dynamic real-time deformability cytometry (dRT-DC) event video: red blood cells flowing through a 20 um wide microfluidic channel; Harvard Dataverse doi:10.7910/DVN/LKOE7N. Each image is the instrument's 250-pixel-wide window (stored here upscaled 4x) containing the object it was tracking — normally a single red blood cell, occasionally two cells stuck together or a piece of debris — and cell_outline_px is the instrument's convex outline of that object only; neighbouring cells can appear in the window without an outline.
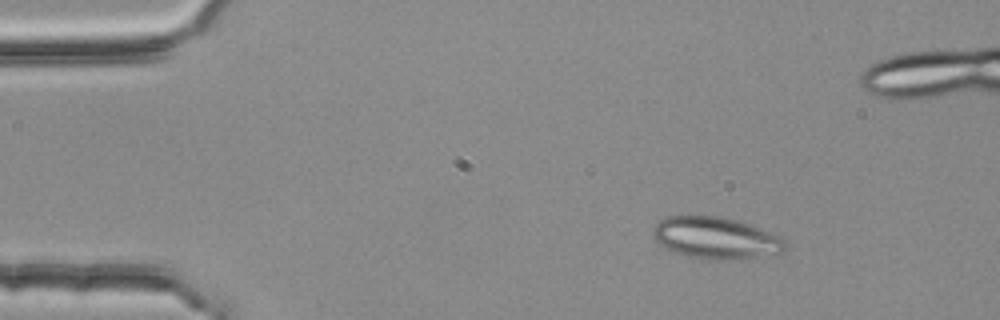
{"species": "common noctule bat (a hibernating species)", "species_latin": "Nyctalus noctula", "temperature_condition": "room temperature", "stored_images_in_passage": 3, "camera_frame_rate_fps": 3000, "um_per_image_px": 0.085, "animal": {"sex": "female", "body_mass_g": 25.1}, "frame": {"image": 1, "passage_image": 1, "time_ms": 0.0, "image_size_px": [1000, 320], "cell_outline_px": [[784, 252], [756, 256], [720, 260], [708, 260], [688, 256], [676, 252], [660, 244], [652, 236], [652, 228], [660, 220], [668, 216], [724, 216], [784, 236]], "centroid_in_image_um": [60.83, 20.21], "position_along_channel_um": 24.2, "area_um2": 31.96}}